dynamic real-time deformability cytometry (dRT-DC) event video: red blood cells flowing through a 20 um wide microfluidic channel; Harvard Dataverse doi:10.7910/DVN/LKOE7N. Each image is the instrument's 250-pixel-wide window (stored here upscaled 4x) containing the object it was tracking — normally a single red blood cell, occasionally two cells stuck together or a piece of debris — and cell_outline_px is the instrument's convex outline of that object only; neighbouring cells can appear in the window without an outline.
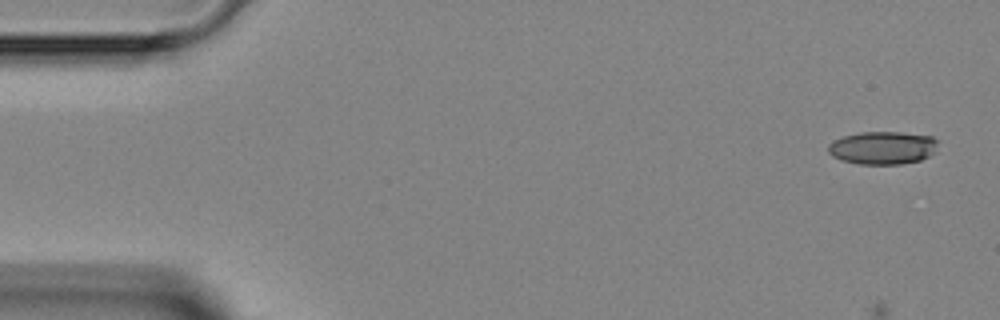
{"species": "Egyptian fruit bat (a non-hibernating species)", "species_latin": "Rousettus aegyptiacus", "temperature_condition": "room temperature", "stored_images_in_passage": 4, "camera_frame_rate_fps": 3000, "um_per_image_px": 0.085, "animal": {"sex": "female"}, "frame": {"image": 1, "passage_image": 1, "time_ms": 0.0, "image_size_px": [1000, 320], "cell_outline_px": [[936, 152], [920, 160], [900, 164], [860, 164], [840, 160], [832, 156], [828, 152], [828, 144], [832, 140], [844, 136], [860, 132], [900, 132], [932, 136], [936, 140]], "centroid_in_image_um": [75.0, 12.56], "position_along_channel_um": 10.0, "area_um2": 21.15}}